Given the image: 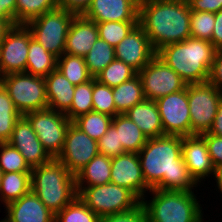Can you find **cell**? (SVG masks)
Here are the masks:
<instances>
[{"mask_svg": "<svg viewBox=\"0 0 222 222\" xmlns=\"http://www.w3.org/2000/svg\"><path fill=\"white\" fill-rule=\"evenodd\" d=\"M181 152V136L147 139L138 157L144 181L150 189L192 191L199 186L190 176Z\"/></svg>", "mask_w": 222, "mask_h": 222, "instance_id": "cell-1", "label": "cell"}, {"mask_svg": "<svg viewBox=\"0 0 222 222\" xmlns=\"http://www.w3.org/2000/svg\"><path fill=\"white\" fill-rule=\"evenodd\" d=\"M190 16L187 0H143L139 4L138 24L157 52L191 37Z\"/></svg>", "mask_w": 222, "mask_h": 222, "instance_id": "cell-2", "label": "cell"}, {"mask_svg": "<svg viewBox=\"0 0 222 222\" xmlns=\"http://www.w3.org/2000/svg\"><path fill=\"white\" fill-rule=\"evenodd\" d=\"M216 48L208 40L188 38L160 48L156 55L187 84L208 82Z\"/></svg>", "mask_w": 222, "mask_h": 222, "instance_id": "cell-3", "label": "cell"}, {"mask_svg": "<svg viewBox=\"0 0 222 222\" xmlns=\"http://www.w3.org/2000/svg\"><path fill=\"white\" fill-rule=\"evenodd\" d=\"M31 190L55 215L78 195L75 176L57 158L32 168Z\"/></svg>", "mask_w": 222, "mask_h": 222, "instance_id": "cell-4", "label": "cell"}, {"mask_svg": "<svg viewBox=\"0 0 222 222\" xmlns=\"http://www.w3.org/2000/svg\"><path fill=\"white\" fill-rule=\"evenodd\" d=\"M143 198L147 222H203V208L193 191L151 189ZM153 196V197H152ZM197 198V199H196Z\"/></svg>", "mask_w": 222, "mask_h": 222, "instance_id": "cell-5", "label": "cell"}, {"mask_svg": "<svg viewBox=\"0 0 222 222\" xmlns=\"http://www.w3.org/2000/svg\"><path fill=\"white\" fill-rule=\"evenodd\" d=\"M76 189L80 200L100 218L130 211L141 203L131 190L111 182Z\"/></svg>", "mask_w": 222, "mask_h": 222, "instance_id": "cell-6", "label": "cell"}, {"mask_svg": "<svg viewBox=\"0 0 222 222\" xmlns=\"http://www.w3.org/2000/svg\"><path fill=\"white\" fill-rule=\"evenodd\" d=\"M75 15L65 9L56 8L30 20L25 25L31 31L33 39L47 51L60 57L64 54L68 30Z\"/></svg>", "mask_w": 222, "mask_h": 222, "instance_id": "cell-7", "label": "cell"}, {"mask_svg": "<svg viewBox=\"0 0 222 222\" xmlns=\"http://www.w3.org/2000/svg\"><path fill=\"white\" fill-rule=\"evenodd\" d=\"M1 84L21 115L48 108L44 77L12 73L3 76Z\"/></svg>", "mask_w": 222, "mask_h": 222, "instance_id": "cell-8", "label": "cell"}, {"mask_svg": "<svg viewBox=\"0 0 222 222\" xmlns=\"http://www.w3.org/2000/svg\"><path fill=\"white\" fill-rule=\"evenodd\" d=\"M32 125L44 149L52 158L62 152L67 130L72 123L63 112L50 108L32 111L24 115Z\"/></svg>", "mask_w": 222, "mask_h": 222, "instance_id": "cell-9", "label": "cell"}, {"mask_svg": "<svg viewBox=\"0 0 222 222\" xmlns=\"http://www.w3.org/2000/svg\"><path fill=\"white\" fill-rule=\"evenodd\" d=\"M221 102L222 93L211 83L188 84L191 135L209 131Z\"/></svg>", "mask_w": 222, "mask_h": 222, "instance_id": "cell-10", "label": "cell"}, {"mask_svg": "<svg viewBox=\"0 0 222 222\" xmlns=\"http://www.w3.org/2000/svg\"><path fill=\"white\" fill-rule=\"evenodd\" d=\"M137 74L141 79L145 99L153 101L187 86V83L157 55Z\"/></svg>", "mask_w": 222, "mask_h": 222, "instance_id": "cell-11", "label": "cell"}, {"mask_svg": "<svg viewBox=\"0 0 222 222\" xmlns=\"http://www.w3.org/2000/svg\"><path fill=\"white\" fill-rule=\"evenodd\" d=\"M161 117L164 135H191V119L188 105V84L185 89L168 94L155 101Z\"/></svg>", "mask_w": 222, "mask_h": 222, "instance_id": "cell-12", "label": "cell"}, {"mask_svg": "<svg viewBox=\"0 0 222 222\" xmlns=\"http://www.w3.org/2000/svg\"><path fill=\"white\" fill-rule=\"evenodd\" d=\"M31 31L24 24L13 26L0 44V72L2 76L26 73Z\"/></svg>", "mask_w": 222, "mask_h": 222, "instance_id": "cell-13", "label": "cell"}, {"mask_svg": "<svg viewBox=\"0 0 222 222\" xmlns=\"http://www.w3.org/2000/svg\"><path fill=\"white\" fill-rule=\"evenodd\" d=\"M98 154V141L90 138L71 123L66 133L62 152L57 159L75 176Z\"/></svg>", "mask_w": 222, "mask_h": 222, "instance_id": "cell-14", "label": "cell"}, {"mask_svg": "<svg viewBox=\"0 0 222 222\" xmlns=\"http://www.w3.org/2000/svg\"><path fill=\"white\" fill-rule=\"evenodd\" d=\"M111 183L126 187L140 200L147 198L151 189L144 181L138 153L125 152L111 158Z\"/></svg>", "mask_w": 222, "mask_h": 222, "instance_id": "cell-15", "label": "cell"}, {"mask_svg": "<svg viewBox=\"0 0 222 222\" xmlns=\"http://www.w3.org/2000/svg\"><path fill=\"white\" fill-rule=\"evenodd\" d=\"M114 51L115 59L125 62L137 73L156 56L148 36L139 24L124 37Z\"/></svg>", "mask_w": 222, "mask_h": 222, "instance_id": "cell-16", "label": "cell"}, {"mask_svg": "<svg viewBox=\"0 0 222 222\" xmlns=\"http://www.w3.org/2000/svg\"><path fill=\"white\" fill-rule=\"evenodd\" d=\"M7 142L22 154L31 169L52 159L24 115L16 121L12 135Z\"/></svg>", "mask_w": 222, "mask_h": 222, "instance_id": "cell-17", "label": "cell"}, {"mask_svg": "<svg viewBox=\"0 0 222 222\" xmlns=\"http://www.w3.org/2000/svg\"><path fill=\"white\" fill-rule=\"evenodd\" d=\"M182 157L190 176L200 185L214 175L215 167L211 161L206 142L201 135H189L182 137Z\"/></svg>", "mask_w": 222, "mask_h": 222, "instance_id": "cell-18", "label": "cell"}, {"mask_svg": "<svg viewBox=\"0 0 222 222\" xmlns=\"http://www.w3.org/2000/svg\"><path fill=\"white\" fill-rule=\"evenodd\" d=\"M82 15L95 23L138 22L139 5L134 0H91Z\"/></svg>", "mask_w": 222, "mask_h": 222, "instance_id": "cell-19", "label": "cell"}, {"mask_svg": "<svg viewBox=\"0 0 222 222\" xmlns=\"http://www.w3.org/2000/svg\"><path fill=\"white\" fill-rule=\"evenodd\" d=\"M8 222H55L53 214L43 202L30 190L20 199L5 206Z\"/></svg>", "mask_w": 222, "mask_h": 222, "instance_id": "cell-20", "label": "cell"}, {"mask_svg": "<svg viewBox=\"0 0 222 222\" xmlns=\"http://www.w3.org/2000/svg\"><path fill=\"white\" fill-rule=\"evenodd\" d=\"M98 38L97 24L83 15H75L68 30L64 53L84 57Z\"/></svg>", "mask_w": 222, "mask_h": 222, "instance_id": "cell-21", "label": "cell"}, {"mask_svg": "<svg viewBox=\"0 0 222 222\" xmlns=\"http://www.w3.org/2000/svg\"><path fill=\"white\" fill-rule=\"evenodd\" d=\"M125 115L140 128L147 139L164 136L161 117L155 101L144 99L128 110Z\"/></svg>", "mask_w": 222, "mask_h": 222, "instance_id": "cell-22", "label": "cell"}, {"mask_svg": "<svg viewBox=\"0 0 222 222\" xmlns=\"http://www.w3.org/2000/svg\"><path fill=\"white\" fill-rule=\"evenodd\" d=\"M44 79L48 108L65 113L73 102L75 86L58 69Z\"/></svg>", "mask_w": 222, "mask_h": 222, "instance_id": "cell-23", "label": "cell"}, {"mask_svg": "<svg viewBox=\"0 0 222 222\" xmlns=\"http://www.w3.org/2000/svg\"><path fill=\"white\" fill-rule=\"evenodd\" d=\"M111 158L98 154L76 175V187H92L110 183Z\"/></svg>", "mask_w": 222, "mask_h": 222, "instance_id": "cell-24", "label": "cell"}, {"mask_svg": "<svg viewBox=\"0 0 222 222\" xmlns=\"http://www.w3.org/2000/svg\"><path fill=\"white\" fill-rule=\"evenodd\" d=\"M57 60L58 57L32 38L29 42L26 73L46 77L57 69Z\"/></svg>", "mask_w": 222, "mask_h": 222, "instance_id": "cell-25", "label": "cell"}, {"mask_svg": "<svg viewBox=\"0 0 222 222\" xmlns=\"http://www.w3.org/2000/svg\"><path fill=\"white\" fill-rule=\"evenodd\" d=\"M112 125L118 131L119 142L126 152L138 153L146 144L147 137L125 114L113 117Z\"/></svg>", "mask_w": 222, "mask_h": 222, "instance_id": "cell-26", "label": "cell"}, {"mask_svg": "<svg viewBox=\"0 0 222 222\" xmlns=\"http://www.w3.org/2000/svg\"><path fill=\"white\" fill-rule=\"evenodd\" d=\"M116 111L125 114L134 105L145 99L141 79L137 74L132 79L112 88Z\"/></svg>", "mask_w": 222, "mask_h": 222, "instance_id": "cell-27", "label": "cell"}, {"mask_svg": "<svg viewBox=\"0 0 222 222\" xmlns=\"http://www.w3.org/2000/svg\"><path fill=\"white\" fill-rule=\"evenodd\" d=\"M31 190V172L3 173L0 186V201L4 207L20 199Z\"/></svg>", "mask_w": 222, "mask_h": 222, "instance_id": "cell-28", "label": "cell"}, {"mask_svg": "<svg viewBox=\"0 0 222 222\" xmlns=\"http://www.w3.org/2000/svg\"><path fill=\"white\" fill-rule=\"evenodd\" d=\"M84 59L89 74L95 78L115 59L114 47L105 40L98 38Z\"/></svg>", "mask_w": 222, "mask_h": 222, "instance_id": "cell-29", "label": "cell"}, {"mask_svg": "<svg viewBox=\"0 0 222 222\" xmlns=\"http://www.w3.org/2000/svg\"><path fill=\"white\" fill-rule=\"evenodd\" d=\"M57 69L74 85L88 82L93 77L89 74L82 56L63 54L58 57Z\"/></svg>", "mask_w": 222, "mask_h": 222, "instance_id": "cell-30", "label": "cell"}, {"mask_svg": "<svg viewBox=\"0 0 222 222\" xmlns=\"http://www.w3.org/2000/svg\"><path fill=\"white\" fill-rule=\"evenodd\" d=\"M113 117L90 111L74 119L72 123L90 138L98 141L109 129L112 124Z\"/></svg>", "mask_w": 222, "mask_h": 222, "instance_id": "cell-31", "label": "cell"}, {"mask_svg": "<svg viewBox=\"0 0 222 222\" xmlns=\"http://www.w3.org/2000/svg\"><path fill=\"white\" fill-rule=\"evenodd\" d=\"M22 115L16 110L8 92L0 85V142H7L14 130L16 121Z\"/></svg>", "mask_w": 222, "mask_h": 222, "instance_id": "cell-32", "label": "cell"}, {"mask_svg": "<svg viewBox=\"0 0 222 222\" xmlns=\"http://www.w3.org/2000/svg\"><path fill=\"white\" fill-rule=\"evenodd\" d=\"M58 8L57 0H16V22L26 24L30 20Z\"/></svg>", "mask_w": 222, "mask_h": 222, "instance_id": "cell-33", "label": "cell"}, {"mask_svg": "<svg viewBox=\"0 0 222 222\" xmlns=\"http://www.w3.org/2000/svg\"><path fill=\"white\" fill-rule=\"evenodd\" d=\"M93 78L86 83L75 86L73 102L65 112L70 121L77 117L93 111Z\"/></svg>", "mask_w": 222, "mask_h": 222, "instance_id": "cell-34", "label": "cell"}, {"mask_svg": "<svg viewBox=\"0 0 222 222\" xmlns=\"http://www.w3.org/2000/svg\"><path fill=\"white\" fill-rule=\"evenodd\" d=\"M137 72L128 66L125 62L114 59L102 72L95 78L100 83L105 84L111 88L122 84L134 76Z\"/></svg>", "mask_w": 222, "mask_h": 222, "instance_id": "cell-35", "label": "cell"}, {"mask_svg": "<svg viewBox=\"0 0 222 222\" xmlns=\"http://www.w3.org/2000/svg\"><path fill=\"white\" fill-rule=\"evenodd\" d=\"M99 219L78 196L55 215V222H99Z\"/></svg>", "mask_w": 222, "mask_h": 222, "instance_id": "cell-36", "label": "cell"}, {"mask_svg": "<svg viewBox=\"0 0 222 222\" xmlns=\"http://www.w3.org/2000/svg\"><path fill=\"white\" fill-rule=\"evenodd\" d=\"M99 38L116 47L127 34L138 24V22H116L107 21L96 23Z\"/></svg>", "mask_w": 222, "mask_h": 222, "instance_id": "cell-37", "label": "cell"}, {"mask_svg": "<svg viewBox=\"0 0 222 222\" xmlns=\"http://www.w3.org/2000/svg\"><path fill=\"white\" fill-rule=\"evenodd\" d=\"M0 169L3 173L31 172L22 154L8 142H0Z\"/></svg>", "mask_w": 222, "mask_h": 222, "instance_id": "cell-38", "label": "cell"}, {"mask_svg": "<svg viewBox=\"0 0 222 222\" xmlns=\"http://www.w3.org/2000/svg\"><path fill=\"white\" fill-rule=\"evenodd\" d=\"M93 111L115 117L119 113L113 100L112 88L93 78Z\"/></svg>", "mask_w": 222, "mask_h": 222, "instance_id": "cell-39", "label": "cell"}, {"mask_svg": "<svg viewBox=\"0 0 222 222\" xmlns=\"http://www.w3.org/2000/svg\"><path fill=\"white\" fill-rule=\"evenodd\" d=\"M215 13L191 10L190 33L192 38L210 41L214 30Z\"/></svg>", "mask_w": 222, "mask_h": 222, "instance_id": "cell-40", "label": "cell"}, {"mask_svg": "<svg viewBox=\"0 0 222 222\" xmlns=\"http://www.w3.org/2000/svg\"><path fill=\"white\" fill-rule=\"evenodd\" d=\"M99 154L106 157H116L125 153L121 142H119L118 131L111 124L107 132L98 140Z\"/></svg>", "mask_w": 222, "mask_h": 222, "instance_id": "cell-41", "label": "cell"}, {"mask_svg": "<svg viewBox=\"0 0 222 222\" xmlns=\"http://www.w3.org/2000/svg\"><path fill=\"white\" fill-rule=\"evenodd\" d=\"M99 222H147V214L144 206L140 203L130 211L101 217Z\"/></svg>", "mask_w": 222, "mask_h": 222, "instance_id": "cell-42", "label": "cell"}, {"mask_svg": "<svg viewBox=\"0 0 222 222\" xmlns=\"http://www.w3.org/2000/svg\"><path fill=\"white\" fill-rule=\"evenodd\" d=\"M207 145V149L215 169L222 168V137L208 134H200Z\"/></svg>", "mask_w": 222, "mask_h": 222, "instance_id": "cell-43", "label": "cell"}, {"mask_svg": "<svg viewBox=\"0 0 222 222\" xmlns=\"http://www.w3.org/2000/svg\"><path fill=\"white\" fill-rule=\"evenodd\" d=\"M208 82L222 93V49H217L215 52Z\"/></svg>", "mask_w": 222, "mask_h": 222, "instance_id": "cell-44", "label": "cell"}, {"mask_svg": "<svg viewBox=\"0 0 222 222\" xmlns=\"http://www.w3.org/2000/svg\"><path fill=\"white\" fill-rule=\"evenodd\" d=\"M190 10L216 13L222 9V0H187Z\"/></svg>", "mask_w": 222, "mask_h": 222, "instance_id": "cell-45", "label": "cell"}, {"mask_svg": "<svg viewBox=\"0 0 222 222\" xmlns=\"http://www.w3.org/2000/svg\"><path fill=\"white\" fill-rule=\"evenodd\" d=\"M91 0H57L58 8L82 15L89 7Z\"/></svg>", "mask_w": 222, "mask_h": 222, "instance_id": "cell-46", "label": "cell"}, {"mask_svg": "<svg viewBox=\"0 0 222 222\" xmlns=\"http://www.w3.org/2000/svg\"><path fill=\"white\" fill-rule=\"evenodd\" d=\"M0 16L8 19L14 26L16 22V0H0Z\"/></svg>", "mask_w": 222, "mask_h": 222, "instance_id": "cell-47", "label": "cell"}, {"mask_svg": "<svg viewBox=\"0 0 222 222\" xmlns=\"http://www.w3.org/2000/svg\"><path fill=\"white\" fill-rule=\"evenodd\" d=\"M210 42L216 49H222V9L215 13L214 30Z\"/></svg>", "mask_w": 222, "mask_h": 222, "instance_id": "cell-48", "label": "cell"}, {"mask_svg": "<svg viewBox=\"0 0 222 222\" xmlns=\"http://www.w3.org/2000/svg\"><path fill=\"white\" fill-rule=\"evenodd\" d=\"M207 133L222 137V102L218 106L213 124Z\"/></svg>", "mask_w": 222, "mask_h": 222, "instance_id": "cell-49", "label": "cell"}, {"mask_svg": "<svg viewBox=\"0 0 222 222\" xmlns=\"http://www.w3.org/2000/svg\"><path fill=\"white\" fill-rule=\"evenodd\" d=\"M13 26L14 25L8 19L0 16V44Z\"/></svg>", "mask_w": 222, "mask_h": 222, "instance_id": "cell-50", "label": "cell"}, {"mask_svg": "<svg viewBox=\"0 0 222 222\" xmlns=\"http://www.w3.org/2000/svg\"><path fill=\"white\" fill-rule=\"evenodd\" d=\"M213 177L216 181V188L221 192L220 194H222V168L215 169Z\"/></svg>", "mask_w": 222, "mask_h": 222, "instance_id": "cell-51", "label": "cell"}, {"mask_svg": "<svg viewBox=\"0 0 222 222\" xmlns=\"http://www.w3.org/2000/svg\"><path fill=\"white\" fill-rule=\"evenodd\" d=\"M2 177H3V172H2V170L0 169V186H1Z\"/></svg>", "mask_w": 222, "mask_h": 222, "instance_id": "cell-52", "label": "cell"}, {"mask_svg": "<svg viewBox=\"0 0 222 222\" xmlns=\"http://www.w3.org/2000/svg\"><path fill=\"white\" fill-rule=\"evenodd\" d=\"M138 5L143 1V0H134Z\"/></svg>", "mask_w": 222, "mask_h": 222, "instance_id": "cell-53", "label": "cell"}, {"mask_svg": "<svg viewBox=\"0 0 222 222\" xmlns=\"http://www.w3.org/2000/svg\"><path fill=\"white\" fill-rule=\"evenodd\" d=\"M2 74H1V72H0V85H1V82H2Z\"/></svg>", "mask_w": 222, "mask_h": 222, "instance_id": "cell-54", "label": "cell"}, {"mask_svg": "<svg viewBox=\"0 0 222 222\" xmlns=\"http://www.w3.org/2000/svg\"><path fill=\"white\" fill-rule=\"evenodd\" d=\"M0 222H8L5 218L0 220Z\"/></svg>", "mask_w": 222, "mask_h": 222, "instance_id": "cell-55", "label": "cell"}]
</instances>
